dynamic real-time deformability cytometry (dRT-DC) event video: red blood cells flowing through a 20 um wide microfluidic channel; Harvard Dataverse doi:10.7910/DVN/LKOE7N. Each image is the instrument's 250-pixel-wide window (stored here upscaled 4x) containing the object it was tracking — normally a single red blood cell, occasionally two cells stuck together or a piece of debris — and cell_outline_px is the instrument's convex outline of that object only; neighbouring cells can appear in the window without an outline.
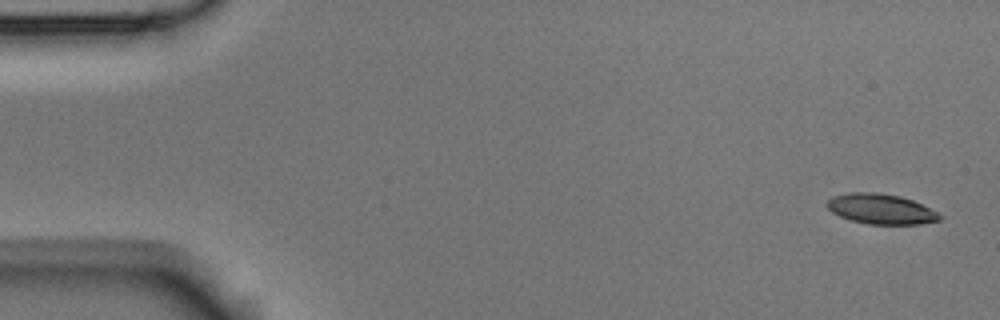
{"species": "Egyptian fruit bat (a non-hibernating species)", "species_latin": "Rousettus aegyptiacus", "temperature_condition": "room temperature", "stored_images_in_passage": 5, "camera_frame_rate_fps": 3000, "um_per_image_px": 0.085, "animal": {"sex": "male"}, "frame": {"image": 1, "passage_image": 1, "time_ms": 0.0, "image_size_px": [1000, 320], "cell_outline_px": [[944, 216], [940, 220], [920, 224], [868, 224], [852, 220], [840, 216], [832, 212], [824, 204], [832, 196], [848, 192], [880, 192], [900, 196], [912, 200]], "centroid_in_image_um": [74.85, 17.75], "position_along_channel_um": 10.2, "area_um2": 19.83}}
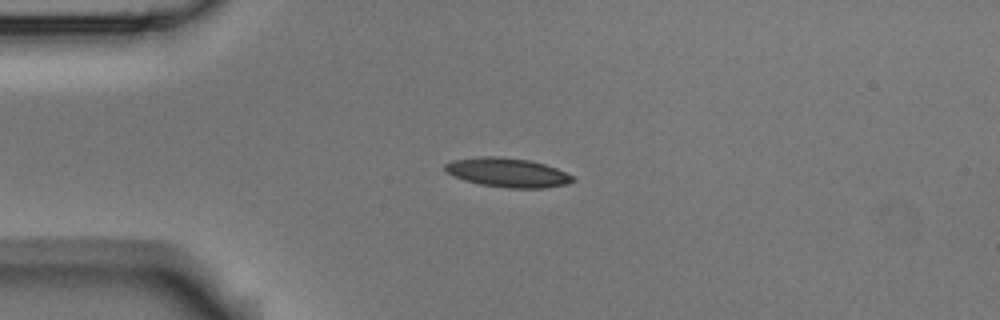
{"frame": {"image": 2, "passage_image": 4, "time_ms": 1.0, "image_size_px": [1000, 320], "cell_outline_px": [[576, 180], [568, 184], [544, 188], [508, 188], [480, 184], [464, 180], [452, 176], [444, 172], [444, 164], [452, 160], [480, 156], [500, 156], [528, 160], [544, 164], [556, 168], [572, 176]], "centroid_in_image_um": [43.09, 14.66], "position_along_channel_um": 41.9, "area_um2": 21.85}}